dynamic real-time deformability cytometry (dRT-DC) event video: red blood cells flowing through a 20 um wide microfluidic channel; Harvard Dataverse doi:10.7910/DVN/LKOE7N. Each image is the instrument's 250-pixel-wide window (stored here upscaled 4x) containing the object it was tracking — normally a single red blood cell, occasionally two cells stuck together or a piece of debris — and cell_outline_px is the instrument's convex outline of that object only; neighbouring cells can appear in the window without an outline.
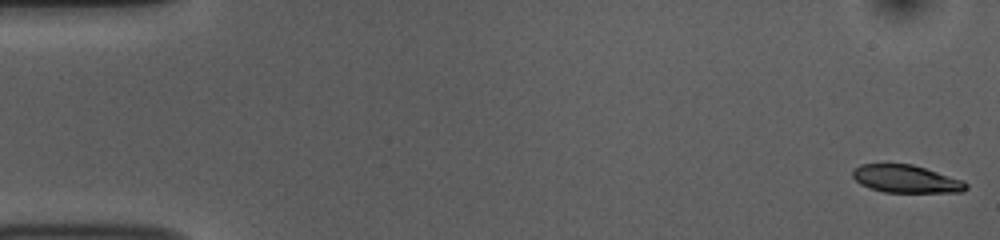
{"species": "common noctule bat (a hibernating species)", "species_latin": "Nyctalus noctula", "temperature_condition": "room temperature", "stored_images_in_passage": 53, "camera_frame_rate_fps": 3000, "um_per_image_px": 0.085, "animal": {"sex": "female", "body_mass_g": 10.0, "forearm_length_mm": 53.1}, "frame": {"image": 1, "passage_image": 1, "time_ms": 0.0, "image_size_px": [1000, 240], "cell_outline_px": [[968, 188], [964, 192], [884, 192], [868, 188], [860, 184], [852, 176], [852, 172], [860, 164], [912, 164], [964, 180], [968, 184]], "centroid_in_image_um": [77.04, 15.22], "position_along_channel_um": 8.0, "area_um2": 18.38}}
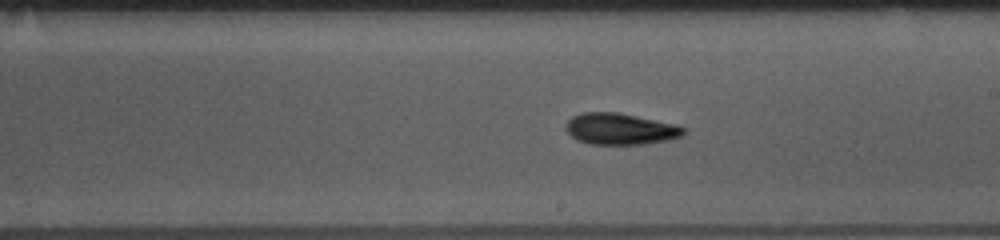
{"frame": {"image": 2, "passage_image": 30, "time_ms": 9.667, "image_size_px": [1000, 240], "cell_outline_px": [[688, 132], [684, 136], [668, 140], [644, 144], [588, 144], [576, 140], [564, 128], [564, 124], [572, 116], [580, 112], [616, 112], [676, 124], [688, 128]], "centroid_in_image_um": [52.74, 10.96], "position_along_channel_um": 236.3, "area_um2": 21.91}}
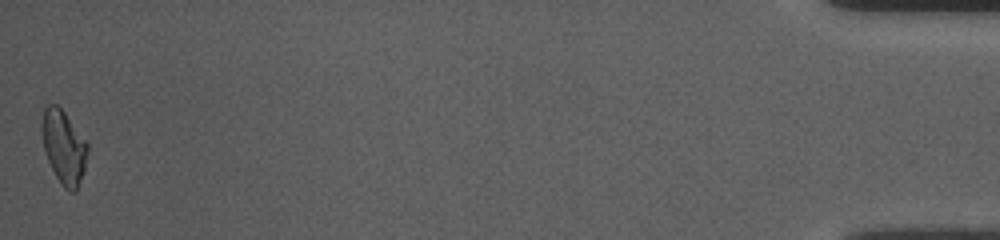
{"frame": {"image": 3, "passage_image": 53, "time_ms": 17.333, "image_size_px": [1000, 240], "cell_outline_px": [[88, 152], [84, 168], [76, 192], [68, 192], [60, 184], [48, 160], [44, 148], [40, 128], [40, 124], [44, 108], [48, 104], [56, 104], [64, 112], [88, 144]], "centroid_in_image_um": [5.4, 12.49], "position_along_channel_um": 429.8, "area_um2": 19.48}, "authors_computed_cell_mechanics": {"area_um2": 20.1144, "velocity_mm_per_s": 3.759, "shape_relaxation_time_tau1_ms": 4.044, "shape_relaxation_time_tau2_ms": 4.3055, "deformation_change_tau1": 0.1351, "deformation_change_tau2": 0.116}}